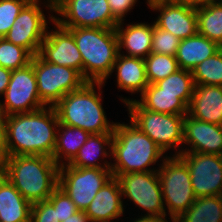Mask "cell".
<instances>
[{
  "label": "cell",
  "instance_id": "obj_1",
  "mask_svg": "<svg viewBox=\"0 0 222 222\" xmlns=\"http://www.w3.org/2000/svg\"><path fill=\"white\" fill-rule=\"evenodd\" d=\"M8 156L53 157L59 119L54 106L3 117Z\"/></svg>",
  "mask_w": 222,
  "mask_h": 222
},
{
  "label": "cell",
  "instance_id": "obj_2",
  "mask_svg": "<svg viewBox=\"0 0 222 222\" xmlns=\"http://www.w3.org/2000/svg\"><path fill=\"white\" fill-rule=\"evenodd\" d=\"M165 153L159 146L130 121L129 124L116 122L111 142V171L113 177L134 172H150V169ZM164 155V156H163ZM163 157V158H162Z\"/></svg>",
  "mask_w": 222,
  "mask_h": 222
},
{
  "label": "cell",
  "instance_id": "obj_3",
  "mask_svg": "<svg viewBox=\"0 0 222 222\" xmlns=\"http://www.w3.org/2000/svg\"><path fill=\"white\" fill-rule=\"evenodd\" d=\"M2 170L31 204L47 200L58 186L59 166L48 156H8Z\"/></svg>",
  "mask_w": 222,
  "mask_h": 222
},
{
  "label": "cell",
  "instance_id": "obj_4",
  "mask_svg": "<svg viewBox=\"0 0 222 222\" xmlns=\"http://www.w3.org/2000/svg\"><path fill=\"white\" fill-rule=\"evenodd\" d=\"M103 86V82H86L81 88L66 94L54 106L59 123L81 128L90 134L113 133L116 123L107 120L101 103Z\"/></svg>",
  "mask_w": 222,
  "mask_h": 222
},
{
  "label": "cell",
  "instance_id": "obj_5",
  "mask_svg": "<svg viewBox=\"0 0 222 222\" xmlns=\"http://www.w3.org/2000/svg\"><path fill=\"white\" fill-rule=\"evenodd\" d=\"M74 37L82 57V76L87 82H103L119 54L115 28H65Z\"/></svg>",
  "mask_w": 222,
  "mask_h": 222
},
{
  "label": "cell",
  "instance_id": "obj_6",
  "mask_svg": "<svg viewBox=\"0 0 222 222\" xmlns=\"http://www.w3.org/2000/svg\"><path fill=\"white\" fill-rule=\"evenodd\" d=\"M127 106L130 121L152 139L165 153L170 148L179 155L183 144V120L185 115L165 114L144 109L136 99L120 98ZM177 148V149H176Z\"/></svg>",
  "mask_w": 222,
  "mask_h": 222
},
{
  "label": "cell",
  "instance_id": "obj_7",
  "mask_svg": "<svg viewBox=\"0 0 222 222\" xmlns=\"http://www.w3.org/2000/svg\"><path fill=\"white\" fill-rule=\"evenodd\" d=\"M173 156V157H172ZM161 160L158 177L160 180L164 206L167 207L171 221L178 219L194 202L191 176L186 163L178 156L172 155Z\"/></svg>",
  "mask_w": 222,
  "mask_h": 222
},
{
  "label": "cell",
  "instance_id": "obj_8",
  "mask_svg": "<svg viewBox=\"0 0 222 222\" xmlns=\"http://www.w3.org/2000/svg\"><path fill=\"white\" fill-rule=\"evenodd\" d=\"M31 64L36 74L40 100L46 106H55L66 94L87 82L78 70L49 63L39 54L32 57Z\"/></svg>",
  "mask_w": 222,
  "mask_h": 222
},
{
  "label": "cell",
  "instance_id": "obj_9",
  "mask_svg": "<svg viewBox=\"0 0 222 222\" xmlns=\"http://www.w3.org/2000/svg\"><path fill=\"white\" fill-rule=\"evenodd\" d=\"M53 12L61 16L53 21L63 28H115L119 23L107 0H57Z\"/></svg>",
  "mask_w": 222,
  "mask_h": 222
},
{
  "label": "cell",
  "instance_id": "obj_10",
  "mask_svg": "<svg viewBox=\"0 0 222 222\" xmlns=\"http://www.w3.org/2000/svg\"><path fill=\"white\" fill-rule=\"evenodd\" d=\"M112 178L111 168H76L64 164L59 166L58 186L79 210L85 211L97 192Z\"/></svg>",
  "mask_w": 222,
  "mask_h": 222
},
{
  "label": "cell",
  "instance_id": "obj_11",
  "mask_svg": "<svg viewBox=\"0 0 222 222\" xmlns=\"http://www.w3.org/2000/svg\"><path fill=\"white\" fill-rule=\"evenodd\" d=\"M122 196L142 208L148 216H167L157 171L120 174Z\"/></svg>",
  "mask_w": 222,
  "mask_h": 222
},
{
  "label": "cell",
  "instance_id": "obj_12",
  "mask_svg": "<svg viewBox=\"0 0 222 222\" xmlns=\"http://www.w3.org/2000/svg\"><path fill=\"white\" fill-rule=\"evenodd\" d=\"M4 99L5 102H0L3 117L32 112L46 106L40 100L36 74L31 63L11 72V79L5 90Z\"/></svg>",
  "mask_w": 222,
  "mask_h": 222
},
{
  "label": "cell",
  "instance_id": "obj_13",
  "mask_svg": "<svg viewBox=\"0 0 222 222\" xmlns=\"http://www.w3.org/2000/svg\"><path fill=\"white\" fill-rule=\"evenodd\" d=\"M41 0H31L19 13L4 38L28 50L33 56L39 54L49 23L41 9Z\"/></svg>",
  "mask_w": 222,
  "mask_h": 222
},
{
  "label": "cell",
  "instance_id": "obj_14",
  "mask_svg": "<svg viewBox=\"0 0 222 222\" xmlns=\"http://www.w3.org/2000/svg\"><path fill=\"white\" fill-rule=\"evenodd\" d=\"M178 156L189 169L196 198L222 195V155L190 152Z\"/></svg>",
  "mask_w": 222,
  "mask_h": 222
},
{
  "label": "cell",
  "instance_id": "obj_15",
  "mask_svg": "<svg viewBox=\"0 0 222 222\" xmlns=\"http://www.w3.org/2000/svg\"><path fill=\"white\" fill-rule=\"evenodd\" d=\"M147 5L148 8L160 13L154 21L155 25L180 40L198 33L196 8L172 0H151Z\"/></svg>",
  "mask_w": 222,
  "mask_h": 222
},
{
  "label": "cell",
  "instance_id": "obj_16",
  "mask_svg": "<svg viewBox=\"0 0 222 222\" xmlns=\"http://www.w3.org/2000/svg\"><path fill=\"white\" fill-rule=\"evenodd\" d=\"M55 30H47L39 55L47 62L78 70L82 74V57L73 35L53 21Z\"/></svg>",
  "mask_w": 222,
  "mask_h": 222
},
{
  "label": "cell",
  "instance_id": "obj_17",
  "mask_svg": "<svg viewBox=\"0 0 222 222\" xmlns=\"http://www.w3.org/2000/svg\"><path fill=\"white\" fill-rule=\"evenodd\" d=\"M183 148L181 153H210L222 155V125L211 124L185 115L183 120Z\"/></svg>",
  "mask_w": 222,
  "mask_h": 222
},
{
  "label": "cell",
  "instance_id": "obj_18",
  "mask_svg": "<svg viewBox=\"0 0 222 222\" xmlns=\"http://www.w3.org/2000/svg\"><path fill=\"white\" fill-rule=\"evenodd\" d=\"M122 197L119 180L113 177L97 192L84 212L91 222H114L124 214Z\"/></svg>",
  "mask_w": 222,
  "mask_h": 222
},
{
  "label": "cell",
  "instance_id": "obj_19",
  "mask_svg": "<svg viewBox=\"0 0 222 222\" xmlns=\"http://www.w3.org/2000/svg\"><path fill=\"white\" fill-rule=\"evenodd\" d=\"M188 115L204 122L222 125V86L195 85Z\"/></svg>",
  "mask_w": 222,
  "mask_h": 222
},
{
  "label": "cell",
  "instance_id": "obj_20",
  "mask_svg": "<svg viewBox=\"0 0 222 222\" xmlns=\"http://www.w3.org/2000/svg\"><path fill=\"white\" fill-rule=\"evenodd\" d=\"M119 22L115 31L118 38L119 53L122 48L126 50L127 56L146 58L151 53L153 23H132L126 24Z\"/></svg>",
  "mask_w": 222,
  "mask_h": 222
},
{
  "label": "cell",
  "instance_id": "obj_21",
  "mask_svg": "<svg viewBox=\"0 0 222 222\" xmlns=\"http://www.w3.org/2000/svg\"><path fill=\"white\" fill-rule=\"evenodd\" d=\"M122 54L123 51L118 54L111 71V74L116 71L117 87L128 93L139 92L141 95L149 85L146 78L144 58Z\"/></svg>",
  "mask_w": 222,
  "mask_h": 222
},
{
  "label": "cell",
  "instance_id": "obj_22",
  "mask_svg": "<svg viewBox=\"0 0 222 222\" xmlns=\"http://www.w3.org/2000/svg\"><path fill=\"white\" fill-rule=\"evenodd\" d=\"M112 137L113 133L90 134L68 165L76 168H111V162L104 159L111 156ZM102 158L103 164L99 162Z\"/></svg>",
  "mask_w": 222,
  "mask_h": 222
},
{
  "label": "cell",
  "instance_id": "obj_23",
  "mask_svg": "<svg viewBox=\"0 0 222 222\" xmlns=\"http://www.w3.org/2000/svg\"><path fill=\"white\" fill-rule=\"evenodd\" d=\"M221 48L218 43L197 33L181 40L175 58L180 69L192 71L199 63L213 56Z\"/></svg>",
  "mask_w": 222,
  "mask_h": 222
},
{
  "label": "cell",
  "instance_id": "obj_24",
  "mask_svg": "<svg viewBox=\"0 0 222 222\" xmlns=\"http://www.w3.org/2000/svg\"><path fill=\"white\" fill-rule=\"evenodd\" d=\"M32 204L4 177L0 181V222H30Z\"/></svg>",
  "mask_w": 222,
  "mask_h": 222
},
{
  "label": "cell",
  "instance_id": "obj_25",
  "mask_svg": "<svg viewBox=\"0 0 222 222\" xmlns=\"http://www.w3.org/2000/svg\"><path fill=\"white\" fill-rule=\"evenodd\" d=\"M90 133L77 127L59 123L52 159L58 166L68 164L87 141ZM66 161V162H63Z\"/></svg>",
  "mask_w": 222,
  "mask_h": 222
},
{
  "label": "cell",
  "instance_id": "obj_26",
  "mask_svg": "<svg viewBox=\"0 0 222 222\" xmlns=\"http://www.w3.org/2000/svg\"><path fill=\"white\" fill-rule=\"evenodd\" d=\"M136 101L144 109L151 111L174 115L188 114V106L179 98V94L162 93L156 84H149Z\"/></svg>",
  "mask_w": 222,
  "mask_h": 222
},
{
  "label": "cell",
  "instance_id": "obj_27",
  "mask_svg": "<svg viewBox=\"0 0 222 222\" xmlns=\"http://www.w3.org/2000/svg\"><path fill=\"white\" fill-rule=\"evenodd\" d=\"M221 196L198 197L174 222H221Z\"/></svg>",
  "mask_w": 222,
  "mask_h": 222
},
{
  "label": "cell",
  "instance_id": "obj_28",
  "mask_svg": "<svg viewBox=\"0 0 222 222\" xmlns=\"http://www.w3.org/2000/svg\"><path fill=\"white\" fill-rule=\"evenodd\" d=\"M198 33L222 47V2L196 8Z\"/></svg>",
  "mask_w": 222,
  "mask_h": 222
},
{
  "label": "cell",
  "instance_id": "obj_29",
  "mask_svg": "<svg viewBox=\"0 0 222 222\" xmlns=\"http://www.w3.org/2000/svg\"><path fill=\"white\" fill-rule=\"evenodd\" d=\"M155 84L162 93L179 94V98L189 107L195 86L192 71L179 69Z\"/></svg>",
  "mask_w": 222,
  "mask_h": 222
},
{
  "label": "cell",
  "instance_id": "obj_30",
  "mask_svg": "<svg viewBox=\"0 0 222 222\" xmlns=\"http://www.w3.org/2000/svg\"><path fill=\"white\" fill-rule=\"evenodd\" d=\"M144 62L149 84H155L180 69L175 56L172 55L150 53Z\"/></svg>",
  "mask_w": 222,
  "mask_h": 222
},
{
  "label": "cell",
  "instance_id": "obj_31",
  "mask_svg": "<svg viewBox=\"0 0 222 222\" xmlns=\"http://www.w3.org/2000/svg\"><path fill=\"white\" fill-rule=\"evenodd\" d=\"M195 85L222 86V48L192 70Z\"/></svg>",
  "mask_w": 222,
  "mask_h": 222
},
{
  "label": "cell",
  "instance_id": "obj_32",
  "mask_svg": "<svg viewBox=\"0 0 222 222\" xmlns=\"http://www.w3.org/2000/svg\"><path fill=\"white\" fill-rule=\"evenodd\" d=\"M33 55L21 46L0 38V66L8 70H17L31 63Z\"/></svg>",
  "mask_w": 222,
  "mask_h": 222
},
{
  "label": "cell",
  "instance_id": "obj_33",
  "mask_svg": "<svg viewBox=\"0 0 222 222\" xmlns=\"http://www.w3.org/2000/svg\"><path fill=\"white\" fill-rule=\"evenodd\" d=\"M181 40L170 32L164 31L153 23L151 53L175 56Z\"/></svg>",
  "mask_w": 222,
  "mask_h": 222
},
{
  "label": "cell",
  "instance_id": "obj_34",
  "mask_svg": "<svg viewBox=\"0 0 222 222\" xmlns=\"http://www.w3.org/2000/svg\"><path fill=\"white\" fill-rule=\"evenodd\" d=\"M31 0H0V38H3L22 9Z\"/></svg>",
  "mask_w": 222,
  "mask_h": 222
},
{
  "label": "cell",
  "instance_id": "obj_35",
  "mask_svg": "<svg viewBox=\"0 0 222 222\" xmlns=\"http://www.w3.org/2000/svg\"><path fill=\"white\" fill-rule=\"evenodd\" d=\"M55 209L56 220L60 222L79 211L75 203L59 186H57L52 195L47 199Z\"/></svg>",
  "mask_w": 222,
  "mask_h": 222
},
{
  "label": "cell",
  "instance_id": "obj_36",
  "mask_svg": "<svg viewBox=\"0 0 222 222\" xmlns=\"http://www.w3.org/2000/svg\"><path fill=\"white\" fill-rule=\"evenodd\" d=\"M30 222H60L56 220L53 205L44 200L32 204Z\"/></svg>",
  "mask_w": 222,
  "mask_h": 222
},
{
  "label": "cell",
  "instance_id": "obj_37",
  "mask_svg": "<svg viewBox=\"0 0 222 222\" xmlns=\"http://www.w3.org/2000/svg\"><path fill=\"white\" fill-rule=\"evenodd\" d=\"M138 0H107L113 16L119 21H124V16L133 9Z\"/></svg>",
  "mask_w": 222,
  "mask_h": 222
},
{
  "label": "cell",
  "instance_id": "obj_38",
  "mask_svg": "<svg viewBox=\"0 0 222 222\" xmlns=\"http://www.w3.org/2000/svg\"><path fill=\"white\" fill-rule=\"evenodd\" d=\"M7 157L5 125L4 121H0V168L4 166Z\"/></svg>",
  "mask_w": 222,
  "mask_h": 222
},
{
  "label": "cell",
  "instance_id": "obj_39",
  "mask_svg": "<svg viewBox=\"0 0 222 222\" xmlns=\"http://www.w3.org/2000/svg\"><path fill=\"white\" fill-rule=\"evenodd\" d=\"M11 72V70L0 66V97L1 95H4L5 90L8 87V84L11 79Z\"/></svg>",
  "mask_w": 222,
  "mask_h": 222
},
{
  "label": "cell",
  "instance_id": "obj_40",
  "mask_svg": "<svg viewBox=\"0 0 222 222\" xmlns=\"http://www.w3.org/2000/svg\"><path fill=\"white\" fill-rule=\"evenodd\" d=\"M172 1L180 4H185L193 8H198L214 2H220L221 0H172Z\"/></svg>",
  "mask_w": 222,
  "mask_h": 222
},
{
  "label": "cell",
  "instance_id": "obj_41",
  "mask_svg": "<svg viewBox=\"0 0 222 222\" xmlns=\"http://www.w3.org/2000/svg\"><path fill=\"white\" fill-rule=\"evenodd\" d=\"M62 222H91V220L84 211L79 210Z\"/></svg>",
  "mask_w": 222,
  "mask_h": 222
},
{
  "label": "cell",
  "instance_id": "obj_42",
  "mask_svg": "<svg viewBox=\"0 0 222 222\" xmlns=\"http://www.w3.org/2000/svg\"><path fill=\"white\" fill-rule=\"evenodd\" d=\"M132 222H168L166 216H148L143 215L141 218L132 221Z\"/></svg>",
  "mask_w": 222,
  "mask_h": 222
},
{
  "label": "cell",
  "instance_id": "obj_43",
  "mask_svg": "<svg viewBox=\"0 0 222 222\" xmlns=\"http://www.w3.org/2000/svg\"><path fill=\"white\" fill-rule=\"evenodd\" d=\"M57 0H47V4L44 5L47 9L49 8L50 12L51 11H54V3L56 2Z\"/></svg>",
  "mask_w": 222,
  "mask_h": 222
},
{
  "label": "cell",
  "instance_id": "obj_44",
  "mask_svg": "<svg viewBox=\"0 0 222 222\" xmlns=\"http://www.w3.org/2000/svg\"><path fill=\"white\" fill-rule=\"evenodd\" d=\"M5 177V174L2 170V168H0V181Z\"/></svg>",
  "mask_w": 222,
  "mask_h": 222
},
{
  "label": "cell",
  "instance_id": "obj_45",
  "mask_svg": "<svg viewBox=\"0 0 222 222\" xmlns=\"http://www.w3.org/2000/svg\"><path fill=\"white\" fill-rule=\"evenodd\" d=\"M0 101H1V100H0ZM0 121H4V120H3L2 111H1V107H0Z\"/></svg>",
  "mask_w": 222,
  "mask_h": 222
}]
</instances>
